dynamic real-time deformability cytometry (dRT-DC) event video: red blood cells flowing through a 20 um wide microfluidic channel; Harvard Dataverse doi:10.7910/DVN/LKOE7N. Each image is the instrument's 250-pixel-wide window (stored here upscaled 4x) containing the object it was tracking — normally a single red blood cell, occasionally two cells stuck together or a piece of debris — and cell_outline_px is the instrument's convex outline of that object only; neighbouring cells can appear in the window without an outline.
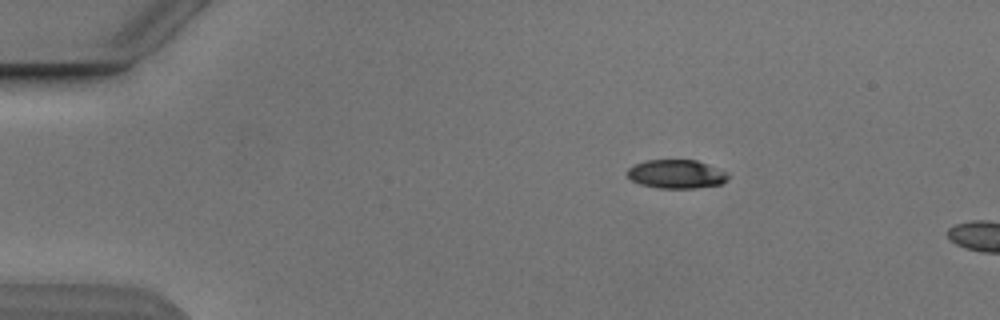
{"species": "Egyptian fruit bat (a non-hibernating species)", "species_latin": "Rousettus aegyptiacus", "temperature_condition": "cold", "stored_images_in_passage": 4, "camera_frame_rate_fps": 3000, "um_per_image_px": 0.085, "animal": {"sex": "male"}, "frame": {"image": 1, "passage_image": 1, "time_ms": 0.0, "image_size_px": [1000, 320], "cell_outline_px": [[728, 180], [720, 184], [696, 188], [656, 188], [640, 184], [632, 180], [628, 176], [628, 168], [644, 160], [696, 160], [724, 172], [728, 176]], "centroid_in_image_um": [57.45, 14.8], "position_along_channel_um": 27.5, "area_um2": 16.59}}
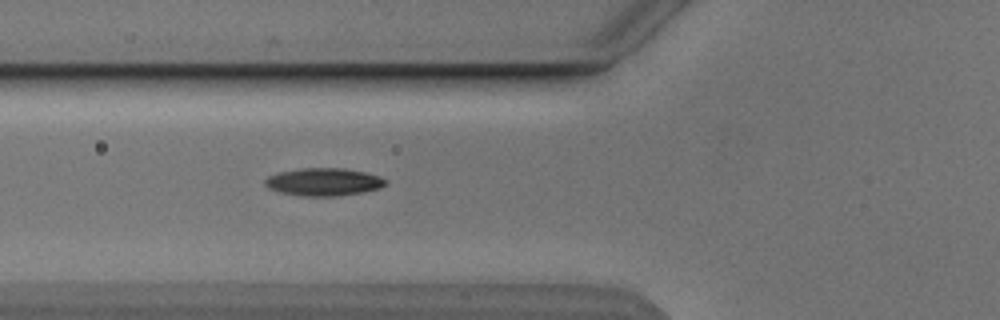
{"frame": {"image": 2, "passage_image": 4, "time_ms": 3.667, "image_size_px": [1000, 320], "cell_outline_px": [[388, 184], [380, 188], [364, 192], [336, 196], [300, 196], [280, 192], [268, 188], [264, 184], [264, 180], [268, 176], [280, 172], [300, 168], [344, 168], [364, 172], [380, 176], [388, 180]], "centroid_in_image_um": [27.53, 15.46], "position_along_channel_um": 98.3, "area_um2": 19.65}}